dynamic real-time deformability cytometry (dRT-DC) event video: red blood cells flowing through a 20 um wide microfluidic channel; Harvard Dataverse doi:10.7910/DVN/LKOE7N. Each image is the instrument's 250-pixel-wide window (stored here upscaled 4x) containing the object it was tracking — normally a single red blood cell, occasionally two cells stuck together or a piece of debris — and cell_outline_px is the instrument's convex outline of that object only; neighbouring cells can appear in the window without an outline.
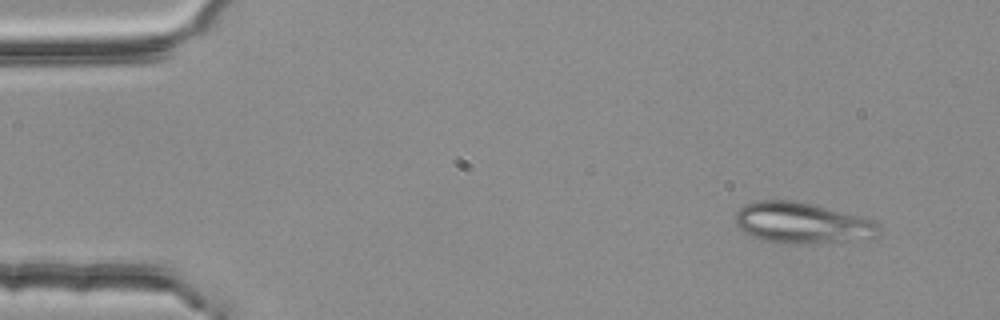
{"species": "common noctule bat (a hibernating species)", "species_latin": "Nyctalus noctula", "temperature_condition": "room temperature", "stored_images_in_passage": 2, "camera_frame_rate_fps": 3000, "um_per_image_px": 0.085, "animal": {"sex": "female", "body_mass_g": 25.1}, "frame": {"image": 1, "passage_image": 2, "time_ms": 0.333, "image_size_px": [1000, 320], "cell_outline_px": [[880, 232], [876, 236], [868, 240], [804, 244], [800, 244], [764, 240], [752, 236], [744, 232], [736, 224], [736, 212], [744, 204], [756, 200], [792, 200], [876, 220], [880, 224]], "centroid_in_image_um": [68.23, 18.96], "position_along_channel_um": 16.8, "area_um2": 34.33}}